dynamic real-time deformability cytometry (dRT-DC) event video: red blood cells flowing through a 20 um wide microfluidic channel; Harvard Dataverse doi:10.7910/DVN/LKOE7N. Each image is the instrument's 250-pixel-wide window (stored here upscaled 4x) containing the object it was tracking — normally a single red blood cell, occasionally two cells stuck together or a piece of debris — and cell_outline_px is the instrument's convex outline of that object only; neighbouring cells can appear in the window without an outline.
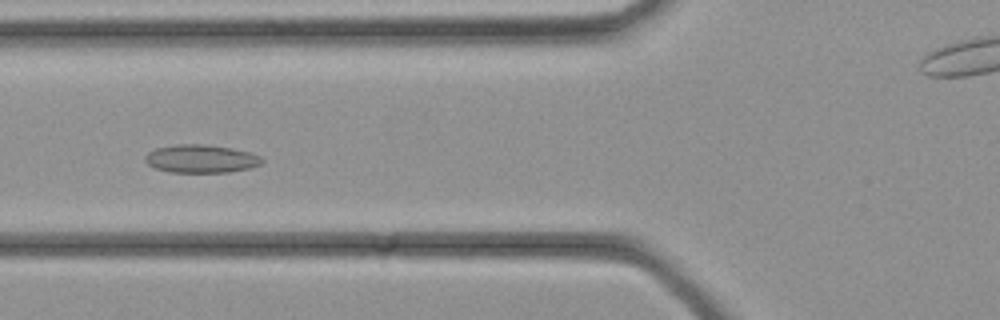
{"species": "common noctule bat (a hibernating species)", "species_latin": "Nyctalus noctula", "temperature_condition": "cold", "stored_images_in_passage": 34, "camera_frame_rate_fps": 3000, "um_per_image_px": 0.085, "animal": {"sex": "female", "body_mass_g": 21.9}, "frame": {"image": 1, "passage_image": 11, "time_ms": 3.333, "image_size_px": [1000, 320], "cell_outline_px": [[264, 160], [260, 164], [248, 168], [228, 172], [172, 172], [152, 168], [144, 160], [144, 156], [148, 152], [156, 148], [176, 144], [204, 144], [232, 148], [248, 152], [260, 156]], "centroid_in_image_um": [17.04, 13.49], "position_along_channel_um": 108.8, "area_um2": 19.13}}
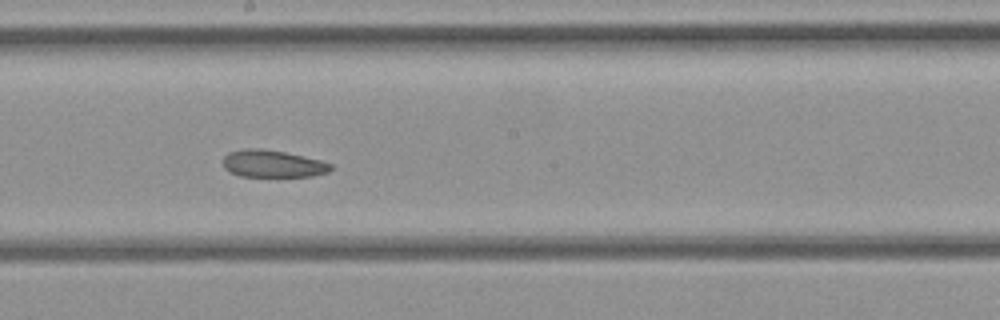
{"frame": {"image": 2, "passage_image": 17, "time_ms": 5.333, "image_size_px": [1000, 320], "cell_outline_px": [[332, 168], [328, 172], [312, 176], [240, 176], [228, 172], [224, 168], [224, 156], [228, 152], [244, 148], [264, 148], [304, 156], [320, 160], [332, 164]], "centroid_in_image_um": [23.15, 13.91], "position_along_channel_um": 225.0, "area_um2": 17.17}}
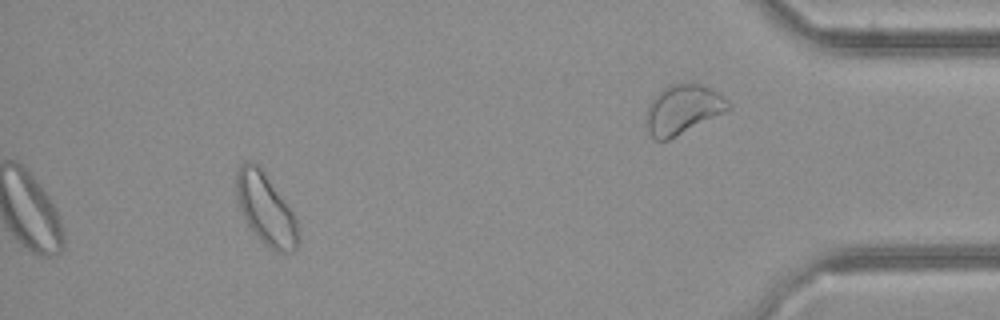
{"frame": {"image": 3, "passage_image": 30, "time_ms": 9.667, "image_size_px": [1000, 320], "cell_outline_px": [[300, 240], [296, 248], [292, 252], [276, 252], [268, 248], [256, 236], [248, 224], [240, 208], [236, 196], [236, 172], [240, 164], [244, 160], [248, 160], [256, 164], [264, 172], [292, 212], [296, 220]], "centroid_in_image_um": [22.58, 17.79], "position_along_channel_um": 412.6, "area_um2": 25.49}}